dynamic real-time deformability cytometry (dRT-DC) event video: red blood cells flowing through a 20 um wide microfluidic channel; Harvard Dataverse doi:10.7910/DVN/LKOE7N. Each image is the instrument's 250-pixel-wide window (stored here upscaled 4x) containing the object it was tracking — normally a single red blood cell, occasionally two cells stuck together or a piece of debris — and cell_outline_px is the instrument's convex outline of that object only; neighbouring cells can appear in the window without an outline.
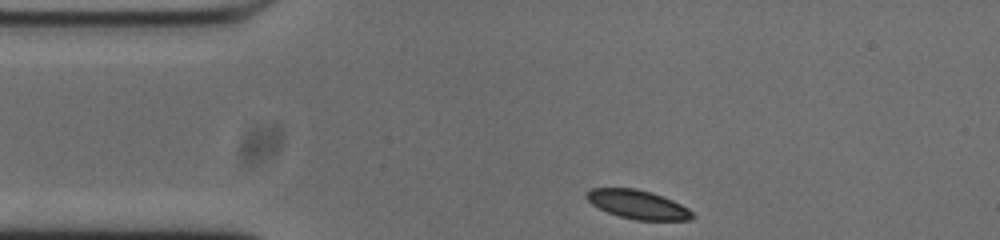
{"species": "common noctule bat (a hibernating species)", "species_latin": "Nyctalus noctula", "temperature_condition": "cold", "stored_images_in_passage": 46, "camera_frame_rate_fps": 3000, "um_per_image_px": 0.085, "animal": {"sex": "male", "body_mass_g": 20.0, "forearm_length_mm": 53.3}, "frame": {"image": 1, "passage_image": 1, "time_ms": 0.0, "image_size_px": [1000, 240], "cell_outline_px": [[696, 216], [688, 220], [636, 220], [620, 216], [608, 212], [592, 204], [584, 196], [584, 192], [592, 188], [636, 188], [652, 192], [664, 196], [688, 208]], "centroid_in_image_um": [54.2, 17.37], "position_along_channel_um": 30.8, "area_um2": 17.8}}
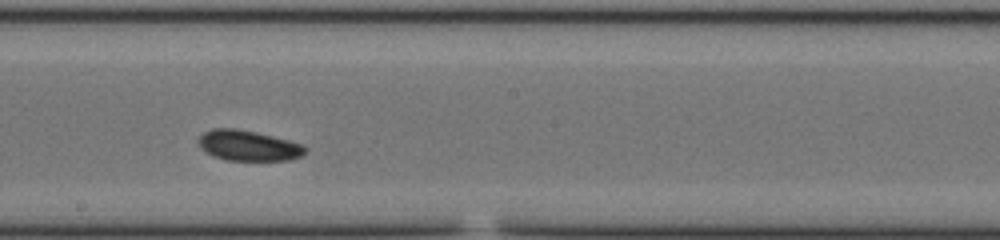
{"frame": {"image": 2, "passage_image": 20, "time_ms": 6.333, "image_size_px": [1000, 240], "cell_outline_px": [[308, 148], [300, 156], [288, 160], [224, 160], [212, 156], [200, 148], [196, 140], [204, 132], [212, 128], [236, 128], [256, 132], [304, 144]], "centroid_in_image_um": [21.07, 12.37], "position_along_channel_um": 227.1, "area_um2": 19.07}}
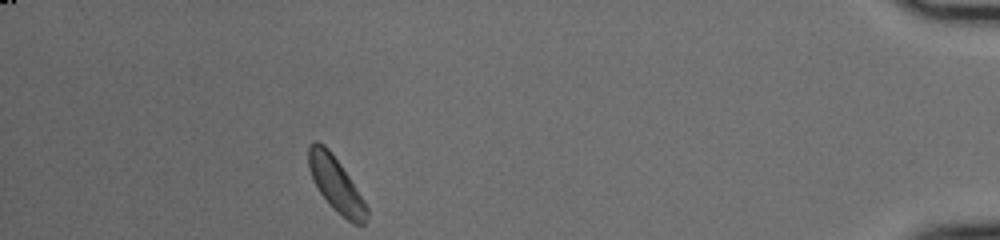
{"frame": {"image": 3, "passage_image": 40, "time_ms": 13.0, "image_size_px": [1000, 240], "cell_outline_px": [[368, 216], [364, 224], [352, 224], [332, 208], [320, 192], [312, 180], [308, 168], [308, 144], [312, 140], [316, 140], [324, 144], [328, 148], [340, 164], [356, 188], [368, 208]], "centroid_in_image_um": [28.52, 15.64], "position_along_channel_um": 406.7, "area_um2": 18.5}, "authors_computed_cell_mechanics": {"area_um2": 18.496, "velocity_mm_per_s": 3.6628, "shape_relaxation_time_tau1_ms": 2.0134, "shape_relaxation_time_tau2_ms": 3.0473, "deformation_change_tau1": 0.0496, "deformation_change_tau2": 0.0527}}